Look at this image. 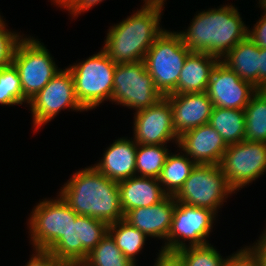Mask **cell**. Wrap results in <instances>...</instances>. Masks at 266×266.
Listing matches in <instances>:
<instances>
[{
  "instance_id": "4316f807",
  "label": "cell",
  "mask_w": 266,
  "mask_h": 266,
  "mask_svg": "<svg viewBox=\"0 0 266 266\" xmlns=\"http://www.w3.org/2000/svg\"><path fill=\"white\" fill-rule=\"evenodd\" d=\"M169 153L167 145L137 144L136 175L158 179Z\"/></svg>"
},
{
  "instance_id": "3957f363",
  "label": "cell",
  "mask_w": 266,
  "mask_h": 266,
  "mask_svg": "<svg viewBox=\"0 0 266 266\" xmlns=\"http://www.w3.org/2000/svg\"><path fill=\"white\" fill-rule=\"evenodd\" d=\"M239 13L232 4L199 11L188 29L177 33L191 52L207 53L221 59L247 37L249 27Z\"/></svg>"
},
{
  "instance_id": "74e56055",
  "label": "cell",
  "mask_w": 266,
  "mask_h": 266,
  "mask_svg": "<svg viewBox=\"0 0 266 266\" xmlns=\"http://www.w3.org/2000/svg\"><path fill=\"white\" fill-rule=\"evenodd\" d=\"M266 81V48H260L259 87Z\"/></svg>"
},
{
  "instance_id": "9c48e42d",
  "label": "cell",
  "mask_w": 266,
  "mask_h": 266,
  "mask_svg": "<svg viewBox=\"0 0 266 266\" xmlns=\"http://www.w3.org/2000/svg\"><path fill=\"white\" fill-rule=\"evenodd\" d=\"M78 216L58 194L56 199H44L33 209L28 219L33 250H49L70 228Z\"/></svg>"
},
{
  "instance_id": "9a60e30c",
  "label": "cell",
  "mask_w": 266,
  "mask_h": 266,
  "mask_svg": "<svg viewBox=\"0 0 266 266\" xmlns=\"http://www.w3.org/2000/svg\"><path fill=\"white\" fill-rule=\"evenodd\" d=\"M257 91L219 60L212 70L206 92L213 106L244 110Z\"/></svg>"
},
{
  "instance_id": "4fadbf2b",
  "label": "cell",
  "mask_w": 266,
  "mask_h": 266,
  "mask_svg": "<svg viewBox=\"0 0 266 266\" xmlns=\"http://www.w3.org/2000/svg\"><path fill=\"white\" fill-rule=\"evenodd\" d=\"M216 215L210 209L177 202L167 237V250L178 251L190 246L208 244L206 238L213 229Z\"/></svg>"
},
{
  "instance_id": "8d00e7d4",
  "label": "cell",
  "mask_w": 266,
  "mask_h": 266,
  "mask_svg": "<svg viewBox=\"0 0 266 266\" xmlns=\"http://www.w3.org/2000/svg\"><path fill=\"white\" fill-rule=\"evenodd\" d=\"M252 247L259 255L262 266H266V236L262 233L257 243H253Z\"/></svg>"
},
{
  "instance_id": "5bb4252c",
  "label": "cell",
  "mask_w": 266,
  "mask_h": 266,
  "mask_svg": "<svg viewBox=\"0 0 266 266\" xmlns=\"http://www.w3.org/2000/svg\"><path fill=\"white\" fill-rule=\"evenodd\" d=\"M133 140L143 145H167L171 140L178 145L172 117V108L167 97H162L151 107L134 113Z\"/></svg>"
},
{
  "instance_id": "52a82bcc",
  "label": "cell",
  "mask_w": 266,
  "mask_h": 266,
  "mask_svg": "<svg viewBox=\"0 0 266 266\" xmlns=\"http://www.w3.org/2000/svg\"><path fill=\"white\" fill-rule=\"evenodd\" d=\"M233 193L236 192L230 187L220 165L196 164L174 197L176 202L207 208L217 214Z\"/></svg>"
},
{
  "instance_id": "d4e9b609",
  "label": "cell",
  "mask_w": 266,
  "mask_h": 266,
  "mask_svg": "<svg viewBox=\"0 0 266 266\" xmlns=\"http://www.w3.org/2000/svg\"><path fill=\"white\" fill-rule=\"evenodd\" d=\"M108 233L122 254L136 265V255L144 248L147 236L124 219L109 224Z\"/></svg>"
},
{
  "instance_id": "7a4b0ae2",
  "label": "cell",
  "mask_w": 266,
  "mask_h": 266,
  "mask_svg": "<svg viewBox=\"0 0 266 266\" xmlns=\"http://www.w3.org/2000/svg\"><path fill=\"white\" fill-rule=\"evenodd\" d=\"M62 186L59 195L78 215L99 219L108 225L124 219L118 182L94 166L76 171Z\"/></svg>"
},
{
  "instance_id": "ac0fdd59",
  "label": "cell",
  "mask_w": 266,
  "mask_h": 266,
  "mask_svg": "<svg viewBox=\"0 0 266 266\" xmlns=\"http://www.w3.org/2000/svg\"><path fill=\"white\" fill-rule=\"evenodd\" d=\"M173 126L177 136L209 123L213 103L207 92L170 94Z\"/></svg>"
},
{
  "instance_id": "8992f818",
  "label": "cell",
  "mask_w": 266,
  "mask_h": 266,
  "mask_svg": "<svg viewBox=\"0 0 266 266\" xmlns=\"http://www.w3.org/2000/svg\"><path fill=\"white\" fill-rule=\"evenodd\" d=\"M47 47L25 36L17 44L12 64L18 70L23 96L29 101L61 70Z\"/></svg>"
},
{
  "instance_id": "ffe728a7",
  "label": "cell",
  "mask_w": 266,
  "mask_h": 266,
  "mask_svg": "<svg viewBox=\"0 0 266 266\" xmlns=\"http://www.w3.org/2000/svg\"><path fill=\"white\" fill-rule=\"evenodd\" d=\"M118 187L124 215L132 209L157 204L167 196L156 178L136 175L119 181Z\"/></svg>"
},
{
  "instance_id": "ab89813d",
  "label": "cell",
  "mask_w": 266,
  "mask_h": 266,
  "mask_svg": "<svg viewBox=\"0 0 266 266\" xmlns=\"http://www.w3.org/2000/svg\"><path fill=\"white\" fill-rule=\"evenodd\" d=\"M259 4V7H261V9L266 11V0H261Z\"/></svg>"
},
{
  "instance_id": "6da1fadb",
  "label": "cell",
  "mask_w": 266,
  "mask_h": 266,
  "mask_svg": "<svg viewBox=\"0 0 266 266\" xmlns=\"http://www.w3.org/2000/svg\"><path fill=\"white\" fill-rule=\"evenodd\" d=\"M131 16L110 26L102 50L116 63L143 61L155 39L164 31L160 26L164 2L144 0Z\"/></svg>"
},
{
  "instance_id": "b9f144b4",
  "label": "cell",
  "mask_w": 266,
  "mask_h": 266,
  "mask_svg": "<svg viewBox=\"0 0 266 266\" xmlns=\"http://www.w3.org/2000/svg\"><path fill=\"white\" fill-rule=\"evenodd\" d=\"M61 266H76V265H65V264H62Z\"/></svg>"
},
{
  "instance_id": "30bf717a",
  "label": "cell",
  "mask_w": 266,
  "mask_h": 266,
  "mask_svg": "<svg viewBox=\"0 0 266 266\" xmlns=\"http://www.w3.org/2000/svg\"><path fill=\"white\" fill-rule=\"evenodd\" d=\"M108 233V224L89 216L78 215L71 221L68 232L48 251L61 264L83 263L88 254Z\"/></svg>"
},
{
  "instance_id": "ba28073f",
  "label": "cell",
  "mask_w": 266,
  "mask_h": 266,
  "mask_svg": "<svg viewBox=\"0 0 266 266\" xmlns=\"http://www.w3.org/2000/svg\"><path fill=\"white\" fill-rule=\"evenodd\" d=\"M163 95L153 83L144 61L116 64L112 103L133 108L136 112L151 107Z\"/></svg>"
},
{
  "instance_id": "4dcf8cb0",
  "label": "cell",
  "mask_w": 266,
  "mask_h": 266,
  "mask_svg": "<svg viewBox=\"0 0 266 266\" xmlns=\"http://www.w3.org/2000/svg\"><path fill=\"white\" fill-rule=\"evenodd\" d=\"M6 26L0 14V69L12 64L16 46L24 36L19 35L20 32L9 31Z\"/></svg>"
},
{
  "instance_id": "cb8c5ba5",
  "label": "cell",
  "mask_w": 266,
  "mask_h": 266,
  "mask_svg": "<svg viewBox=\"0 0 266 266\" xmlns=\"http://www.w3.org/2000/svg\"><path fill=\"white\" fill-rule=\"evenodd\" d=\"M180 152L181 154H168L158 177V181L168 196H175L178 193L192 169L196 166V163L182 150Z\"/></svg>"
},
{
  "instance_id": "e575fe53",
  "label": "cell",
  "mask_w": 266,
  "mask_h": 266,
  "mask_svg": "<svg viewBox=\"0 0 266 266\" xmlns=\"http://www.w3.org/2000/svg\"><path fill=\"white\" fill-rule=\"evenodd\" d=\"M25 266H61L62 264L54 258L47 250H34Z\"/></svg>"
},
{
  "instance_id": "60d3db41",
  "label": "cell",
  "mask_w": 266,
  "mask_h": 266,
  "mask_svg": "<svg viewBox=\"0 0 266 266\" xmlns=\"http://www.w3.org/2000/svg\"><path fill=\"white\" fill-rule=\"evenodd\" d=\"M76 266H85L83 263L76 264Z\"/></svg>"
},
{
  "instance_id": "e0dca14e",
  "label": "cell",
  "mask_w": 266,
  "mask_h": 266,
  "mask_svg": "<svg viewBox=\"0 0 266 266\" xmlns=\"http://www.w3.org/2000/svg\"><path fill=\"white\" fill-rule=\"evenodd\" d=\"M176 204L175 197L167 195L157 204L128 211L124 215V220L133 227H136L147 237L165 240L161 249L167 250V237Z\"/></svg>"
},
{
  "instance_id": "1f68e13d",
  "label": "cell",
  "mask_w": 266,
  "mask_h": 266,
  "mask_svg": "<svg viewBox=\"0 0 266 266\" xmlns=\"http://www.w3.org/2000/svg\"><path fill=\"white\" fill-rule=\"evenodd\" d=\"M224 266H262L255 249L249 245L227 256Z\"/></svg>"
},
{
  "instance_id": "f35d334b",
  "label": "cell",
  "mask_w": 266,
  "mask_h": 266,
  "mask_svg": "<svg viewBox=\"0 0 266 266\" xmlns=\"http://www.w3.org/2000/svg\"><path fill=\"white\" fill-rule=\"evenodd\" d=\"M257 90L266 97V81Z\"/></svg>"
},
{
  "instance_id": "d6a6232c",
  "label": "cell",
  "mask_w": 266,
  "mask_h": 266,
  "mask_svg": "<svg viewBox=\"0 0 266 266\" xmlns=\"http://www.w3.org/2000/svg\"><path fill=\"white\" fill-rule=\"evenodd\" d=\"M54 5L68 10L72 17H77L82 12L89 11L95 5L104 0H51Z\"/></svg>"
},
{
  "instance_id": "d590c367",
  "label": "cell",
  "mask_w": 266,
  "mask_h": 266,
  "mask_svg": "<svg viewBox=\"0 0 266 266\" xmlns=\"http://www.w3.org/2000/svg\"><path fill=\"white\" fill-rule=\"evenodd\" d=\"M153 266H184L180 255L176 251L160 249Z\"/></svg>"
},
{
  "instance_id": "d6986e66",
  "label": "cell",
  "mask_w": 266,
  "mask_h": 266,
  "mask_svg": "<svg viewBox=\"0 0 266 266\" xmlns=\"http://www.w3.org/2000/svg\"><path fill=\"white\" fill-rule=\"evenodd\" d=\"M137 143L126 137L116 139L103 153L94 167L104 176L121 181L136 176Z\"/></svg>"
},
{
  "instance_id": "2e32d148",
  "label": "cell",
  "mask_w": 266,
  "mask_h": 266,
  "mask_svg": "<svg viewBox=\"0 0 266 266\" xmlns=\"http://www.w3.org/2000/svg\"><path fill=\"white\" fill-rule=\"evenodd\" d=\"M177 147L196 164L219 165L228 145L222 136L207 123L179 136Z\"/></svg>"
},
{
  "instance_id": "8fae6325",
  "label": "cell",
  "mask_w": 266,
  "mask_h": 266,
  "mask_svg": "<svg viewBox=\"0 0 266 266\" xmlns=\"http://www.w3.org/2000/svg\"><path fill=\"white\" fill-rule=\"evenodd\" d=\"M28 105L35 130L55 118L61 110L86 111L77 100L74 81L68 68L61 69L48 84L38 92Z\"/></svg>"
},
{
  "instance_id": "f1b7e54d",
  "label": "cell",
  "mask_w": 266,
  "mask_h": 266,
  "mask_svg": "<svg viewBox=\"0 0 266 266\" xmlns=\"http://www.w3.org/2000/svg\"><path fill=\"white\" fill-rule=\"evenodd\" d=\"M23 96L18 70L13 64L0 69V105H28Z\"/></svg>"
},
{
  "instance_id": "277c9868",
  "label": "cell",
  "mask_w": 266,
  "mask_h": 266,
  "mask_svg": "<svg viewBox=\"0 0 266 266\" xmlns=\"http://www.w3.org/2000/svg\"><path fill=\"white\" fill-rule=\"evenodd\" d=\"M190 53L177 31L165 29L147 51L143 60L145 67L163 97L176 94L181 70Z\"/></svg>"
},
{
  "instance_id": "7c38bea8",
  "label": "cell",
  "mask_w": 266,
  "mask_h": 266,
  "mask_svg": "<svg viewBox=\"0 0 266 266\" xmlns=\"http://www.w3.org/2000/svg\"><path fill=\"white\" fill-rule=\"evenodd\" d=\"M220 167L236 192L266 172V143L241 141L228 145Z\"/></svg>"
},
{
  "instance_id": "5b68a950",
  "label": "cell",
  "mask_w": 266,
  "mask_h": 266,
  "mask_svg": "<svg viewBox=\"0 0 266 266\" xmlns=\"http://www.w3.org/2000/svg\"><path fill=\"white\" fill-rule=\"evenodd\" d=\"M116 63L103 51L67 67L72 74L77 100L86 110L112 102Z\"/></svg>"
},
{
  "instance_id": "484cf974",
  "label": "cell",
  "mask_w": 266,
  "mask_h": 266,
  "mask_svg": "<svg viewBox=\"0 0 266 266\" xmlns=\"http://www.w3.org/2000/svg\"><path fill=\"white\" fill-rule=\"evenodd\" d=\"M244 141L266 143V97L257 91L244 109Z\"/></svg>"
},
{
  "instance_id": "44dd1931",
  "label": "cell",
  "mask_w": 266,
  "mask_h": 266,
  "mask_svg": "<svg viewBox=\"0 0 266 266\" xmlns=\"http://www.w3.org/2000/svg\"><path fill=\"white\" fill-rule=\"evenodd\" d=\"M219 60L211 54L191 52L181 70L176 94L206 92L212 70Z\"/></svg>"
},
{
  "instance_id": "836d02e7",
  "label": "cell",
  "mask_w": 266,
  "mask_h": 266,
  "mask_svg": "<svg viewBox=\"0 0 266 266\" xmlns=\"http://www.w3.org/2000/svg\"><path fill=\"white\" fill-rule=\"evenodd\" d=\"M254 24L252 29H247V37L259 48H266V11Z\"/></svg>"
},
{
  "instance_id": "603a6c76",
  "label": "cell",
  "mask_w": 266,
  "mask_h": 266,
  "mask_svg": "<svg viewBox=\"0 0 266 266\" xmlns=\"http://www.w3.org/2000/svg\"><path fill=\"white\" fill-rule=\"evenodd\" d=\"M245 123L244 110L214 106L208 124L222 136L227 145H231L244 141Z\"/></svg>"
},
{
  "instance_id": "f546056e",
  "label": "cell",
  "mask_w": 266,
  "mask_h": 266,
  "mask_svg": "<svg viewBox=\"0 0 266 266\" xmlns=\"http://www.w3.org/2000/svg\"><path fill=\"white\" fill-rule=\"evenodd\" d=\"M184 266H224L226 258H222L219 251L209 244L190 246L176 251Z\"/></svg>"
},
{
  "instance_id": "7402d4cb",
  "label": "cell",
  "mask_w": 266,
  "mask_h": 266,
  "mask_svg": "<svg viewBox=\"0 0 266 266\" xmlns=\"http://www.w3.org/2000/svg\"><path fill=\"white\" fill-rule=\"evenodd\" d=\"M241 79L259 88L260 48L248 37L220 59Z\"/></svg>"
},
{
  "instance_id": "83f0119b",
  "label": "cell",
  "mask_w": 266,
  "mask_h": 266,
  "mask_svg": "<svg viewBox=\"0 0 266 266\" xmlns=\"http://www.w3.org/2000/svg\"><path fill=\"white\" fill-rule=\"evenodd\" d=\"M83 264L85 266H136L122 254L109 233L88 254Z\"/></svg>"
}]
</instances>
